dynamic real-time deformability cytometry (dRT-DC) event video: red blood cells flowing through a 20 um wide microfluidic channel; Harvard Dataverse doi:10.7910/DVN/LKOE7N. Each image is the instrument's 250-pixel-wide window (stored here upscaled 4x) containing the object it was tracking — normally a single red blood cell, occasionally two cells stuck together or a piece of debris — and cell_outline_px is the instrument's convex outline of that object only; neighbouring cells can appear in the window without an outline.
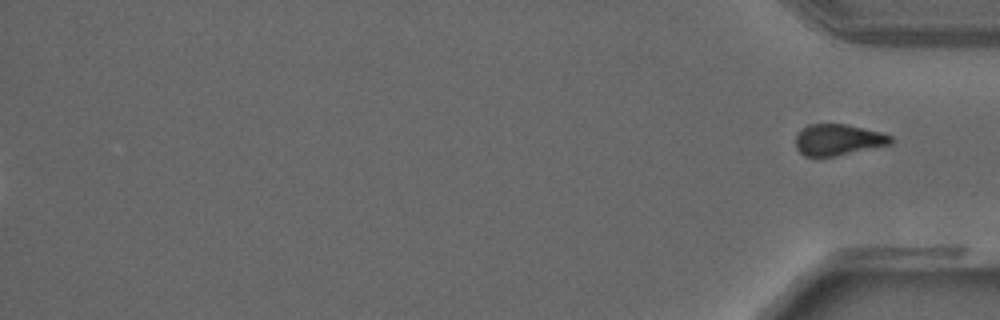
{"species": "common noctule bat (a hibernating species)", "species_latin": "Nyctalus noctula", "temperature_condition": "warm", "stored_images_in_passage": 30, "segment_of_instrument_passage": [2, 2], "camera_frame_rate_fps": 3000, "um_per_image_px": 0.085, "animal": {"sex": "male", "forearm_length_mm": 52.5}, "frame": {"image": 1, "passage_image": 30, "time_ms": 9.667, "image_size_px": [1000, 320], "cell_outline_px": [[892, 144], [832, 156], [804, 156], [796, 148], [796, 136], [808, 124], [844, 124], [880, 132], [892, 136]], "centroid_in_image_um": [71.23, 11.88], "position_along_channel_um": 364.0, "area_um2": 16.94}}